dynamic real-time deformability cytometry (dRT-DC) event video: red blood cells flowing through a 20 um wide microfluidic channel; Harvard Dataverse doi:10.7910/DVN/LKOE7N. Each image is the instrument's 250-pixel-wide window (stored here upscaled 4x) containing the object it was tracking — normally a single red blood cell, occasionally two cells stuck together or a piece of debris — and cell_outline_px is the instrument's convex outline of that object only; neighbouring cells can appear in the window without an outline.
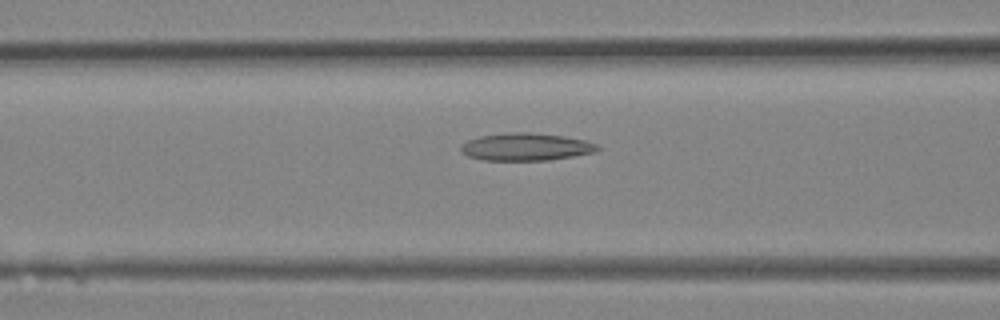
{"species": "Egyptian fruit bat (a non-hibernating species)", "species_latin": "Rousettus aegyptiacus", "temperature_condition": "room temperature", "stored_images_in_passage": 34, "camera_frame_rate_fps": 3000, "um_per_image_px": 0.085, "animal": {"sex": "female"}, "frame": {"image": 1, "passage_image": 14, "time_ms": 4.333, "image_size_px": [1000, 320], "cell_outline_px": [[600, 148], [596, 152], [548, 160], [484, 160], [468, 156], [460, 152], [460, 144], [468, 140], [480, 136], [512, 132], [528, 132], [564, 136], [584, 140], [596, 144]], "centroid_in_image_um": [44.67, 12.48], "position_along_channel_um": 121.9, "area_um2": 21.85}}
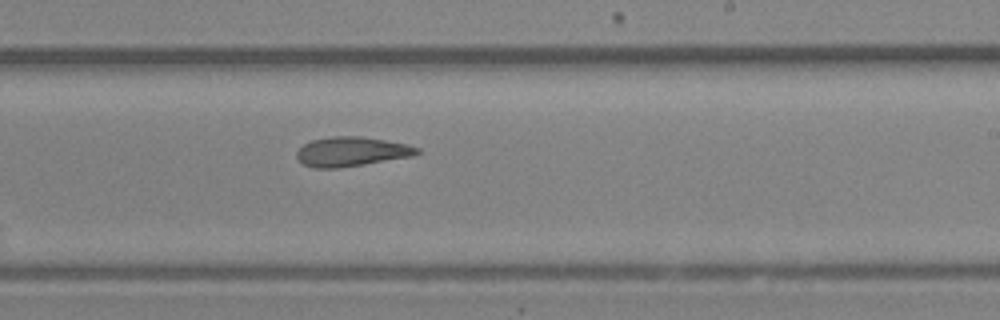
{"frame": {"image": 2, "passage_image": 21, "time_ms": 6.667, "image_size_px": [1000, 320], "cell_outline_px": [[420, 152], [416, 156], [340, 168], [312, 168], [304, 164], [296, 156], [296, 152], [304, 144], [312, 140], [332, 136], [360, 136], [408, 144], [420, 148]], "centroid_in_image_um": [29.92, 12.89], "position_along_channel_um": 259.1, "area_um2": 20.81}}
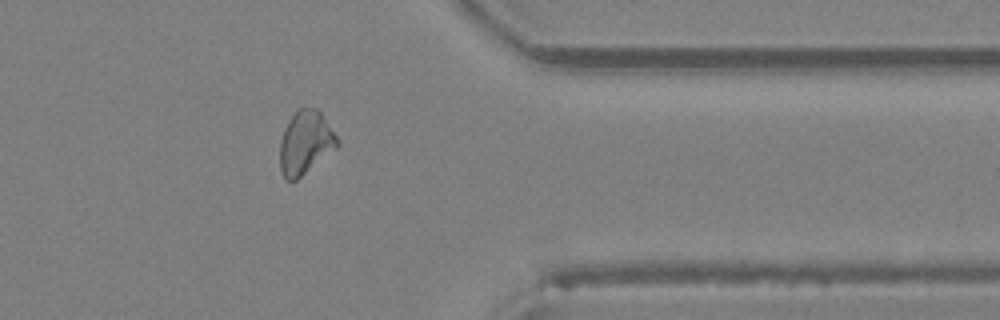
{"frame": {"image": 3, "passage_image": 28, "time_ms": 9.0, "image_size_px": [1000, 320], "cell_outline_px": [[340, 144], [336, 148], [296, 180], [284, 180], [280, 172], [280, 140], [284, 128], [288, 120], [300, 108], [316, 108], [320, 112], [336, 136]], "centroid_in_image_um": [25.93, 12.14], "position_along_channel_um": 385.5, "area_um2": 20.92}}